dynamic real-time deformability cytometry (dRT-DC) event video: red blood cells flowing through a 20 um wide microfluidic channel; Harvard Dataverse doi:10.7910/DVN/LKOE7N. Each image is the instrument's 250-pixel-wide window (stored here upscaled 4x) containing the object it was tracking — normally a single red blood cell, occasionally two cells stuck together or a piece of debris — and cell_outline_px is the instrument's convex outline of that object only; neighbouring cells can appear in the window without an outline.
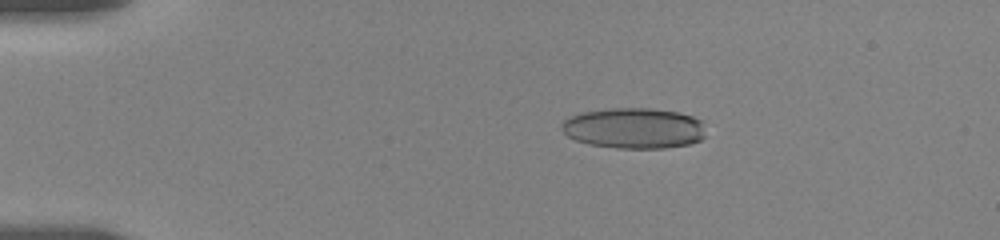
{"species": "human", "species_latin": "Homo sapiens", "temperature_condition": "room temperature", "stored_images_in_passage": 67, "camera_frame_rate_fps": 3000, "um_per_image_px": 0.085, "donor": {"sex": "female"}, "frame": {"image": 1, "passage_image": 14, "time_ms": 3.333, "image_size_px": [1000, 240], "cell_outline_px": [[704, 136], [700, 140], [688, 144], [664, 148], [616, 148], [588, 144], [576, 140], [568, 136], [560, 128], [560, 124], [564, 120], [580, 112], [612, 108], [652, 108], [680, 112], [704, 120]], "centroid_in_image_um": [53.9, 10.89], "position_along_channel_um": 31.1, "area_um2": 34.45}}
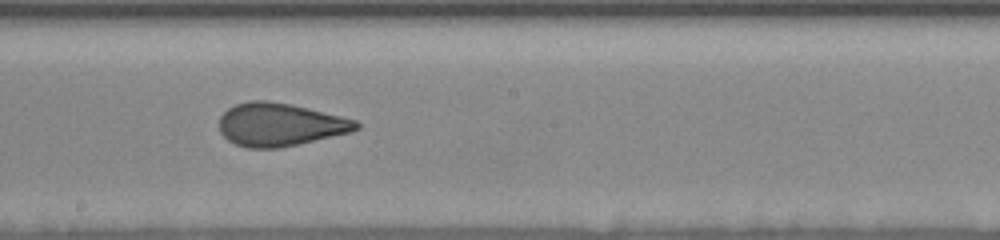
{"frame": {"image": 2, "passage_image": 38, "time_ms": 10.333, "image_size_px": [1000, 240], "cell_outline_px": [[360, 128], [352, 132], [280, 148], [248, 148], [236, 144], [228, 140], [220, 132], [220, 116], [228, 108], [236, 104], [248, 100], [268, 100], [292, 104], [356, 120], [360, 124]], "centroid_in_image_um": [23.79, 10.58], "position_along_channel_um": 224.4, "area_um2": 34.39}}
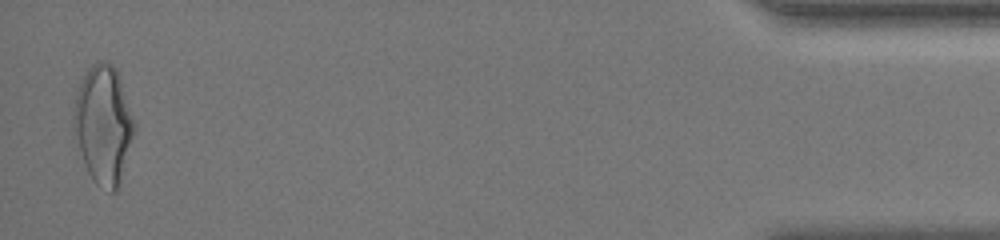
{"frame": {"image": 3, "passage_image": 66, "time_ms": 18.0, "image_size_px": [1000, 240], "cell_outline_px": [[136, 128], [120, 188], [116, 192], [112, 192], [96, 184], [88, 172], [84, 164], [72, 136], [72, 116], [76, 96], [80, 84], [88, 68], [96, 60], [104, 60], [112, 64], [116, 68], [136, 124]], "centroid_in_image_um": [8.78, 10.64], "position_along_channel_um": 426.4, "area_um2": 42.6}, "authors_computed_cell_mechanics": {"area_um2": 34.5066, "velocity_mm_per_s": 3.6464, "shape_relaxation_time_tau1_ms": 7.2595, "shape_relaxation_time_tau2_ms": 1.222, "deformation_change_tau1": 0.2095, "deformation_change_tau2": 0.0839}}